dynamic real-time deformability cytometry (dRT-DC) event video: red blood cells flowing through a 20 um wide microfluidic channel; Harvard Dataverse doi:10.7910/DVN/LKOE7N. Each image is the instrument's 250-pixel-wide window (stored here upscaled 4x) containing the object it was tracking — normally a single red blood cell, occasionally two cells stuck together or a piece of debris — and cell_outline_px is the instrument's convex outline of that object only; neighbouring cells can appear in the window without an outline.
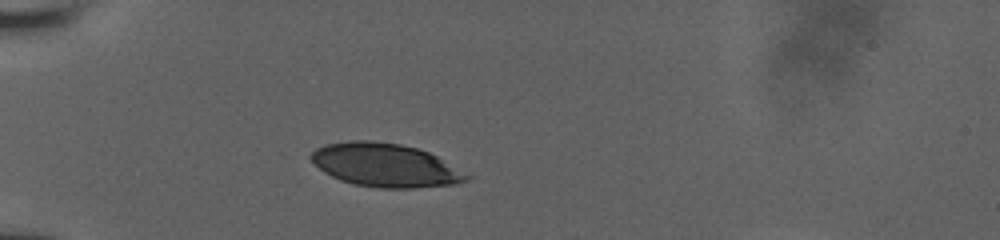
{"species": "human", "species_latin": "Homo sapiens", "temperature_condition": "room temperature", "stored_images_in_passage": 7, "camera_frame_rate_fps": 3000, "um_per_image_px": 0.085, "donor": {"sex": "male"}, "frame": {"image": 1, "passage_image": 1, "time_ms": 0.0, "image_size_px": [1000, 240], "cell_outline_px": [[472, 176], [468, 180], [452, 184], [412, 188], [380, 188], [352, 184], [340, 180], [324, 172], [308, 156], [316, 148], [324, 144], [348, 140], [368, 140], [400, 144], [416, 148], [428, 152], [472, 172]], "centroid_in_image_um": [32.81, 14.04], "position_along_channel_um": 52.2, "area_um2": 39.82}}
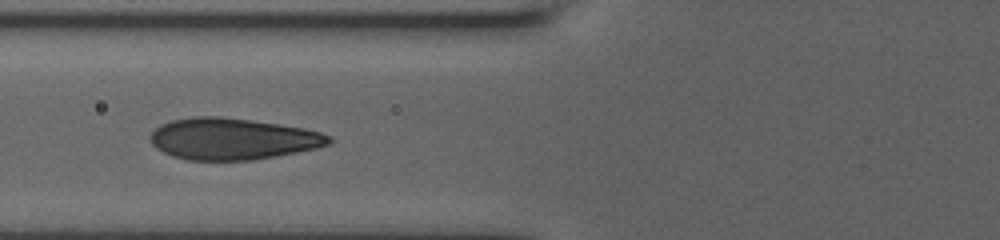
{"frame": {"image": 2, "passage_image": 5, "time_ms": 2.0, "image_size_px": [1000, 240], "cell_outline_px": [[332, 140], [328, 144], [316, 148], [256, 160], [188, 160], [172, 156], [156, 148], [152, 144], [148, 136], [160, 124], [172, 120], [192, 116], [220, 116], [252, 120], [280, 124], [304, 128], [320, 132], [332, 136]], "centroid_in_image_um": [19.74, 11.8], "position_along_channel_um": 106.1, "area_um2": 43.41}}